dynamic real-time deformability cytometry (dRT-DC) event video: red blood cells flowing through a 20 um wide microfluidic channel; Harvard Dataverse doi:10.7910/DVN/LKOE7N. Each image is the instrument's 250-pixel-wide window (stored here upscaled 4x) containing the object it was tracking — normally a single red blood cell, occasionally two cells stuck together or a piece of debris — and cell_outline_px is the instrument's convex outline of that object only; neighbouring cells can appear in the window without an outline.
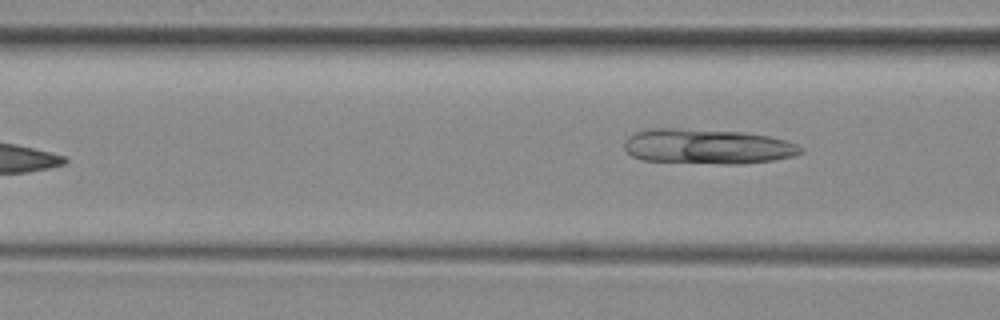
{"species": "common noctule bat (a hibernating species)", "species_latin": "Nyctalus noctula", "temperature_condition": "room temperature", "stored_images_in_passage": 6, "camera_frame_rate_fps": 3000, "um_per_image_px": 0.085, "animal": {"sex": "female", "body_mass_g": 29.2, "forearm_length_mm": 56.3}, "frame": {"image": 1, "passage_image": 6, "time_ms": 6.0, "image_size_px": [1000, 320], "cell_outline_px": [[804, 152], [796, 156], [772, 160], [740, 164], [720, 164], [640, 160], [632, 156], [624, 148], [624, 140], [632, 132], [644, 128], [680, 128], [740, 132], [768, 136], [784, 140], [796, 144], [804, 148]], "centroid_in_image_um": [60.08, 12.45], "position_along_channel_um": 106.5, "area_um2": 36.41}}